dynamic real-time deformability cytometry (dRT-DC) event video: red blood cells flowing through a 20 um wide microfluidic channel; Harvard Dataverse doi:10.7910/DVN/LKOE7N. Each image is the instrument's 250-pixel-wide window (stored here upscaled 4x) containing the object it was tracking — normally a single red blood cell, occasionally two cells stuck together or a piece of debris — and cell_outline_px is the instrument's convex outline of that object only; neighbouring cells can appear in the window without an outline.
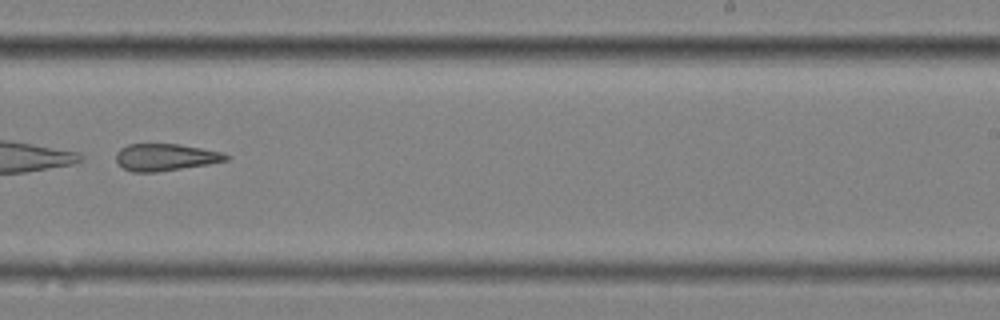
{"species": "common noctule bat (a hibernating species)", "species_latin": "Nyctalus noctula", "temperature_condition": "cold", "stored_images_in_passage": 16, "camera_frame_rate_fps": 3000, "um_per_image_px": 0.085, "animal": {"sex": "female", "body_mass_g": 25.1}, "frame": {"image": 1, "passage_image": 10, "time_ms": 3.0, "image_size_px": [1000, 320], "cell_outline_px": [[232, 156], [228, 160], [208, 164], [156, 172], [132, 172], [124, 168], [116, 160], [116, 152], [120, 148], [128, 144], [180, 144], [224, 152]], "centroid_in_image_um": [14.1, 13.35], "position_along_channel_um": 274.9, "area_um2": 17.4}}
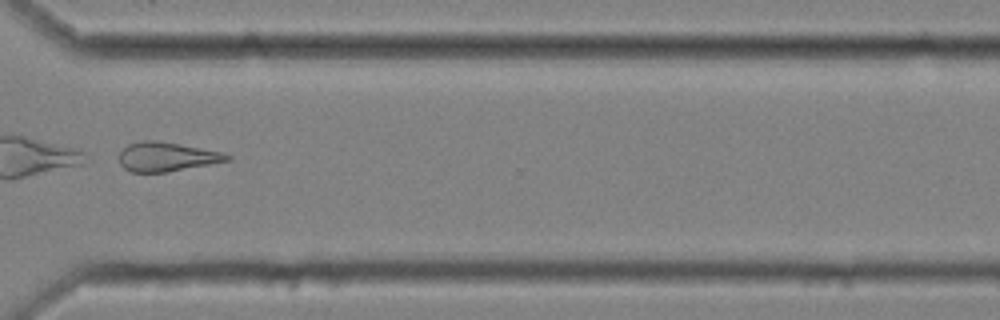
{"frame": {"image": 2, "passage_image": 12, "time_ms": 3.667, "image_size_px": [1000, 320], "cell_outline_px": [[232, 160], [168, 172], [132, 172], [124, 168], [120, 164], [120, 152], [128, 144], [140, 140], [156, 140], [180, 144], [220, 152], [232, 156]], "centroid_in_image_um": [14.16, 13.32], "position_along_channel_um": 356.4, "area_um2": 18.32}}